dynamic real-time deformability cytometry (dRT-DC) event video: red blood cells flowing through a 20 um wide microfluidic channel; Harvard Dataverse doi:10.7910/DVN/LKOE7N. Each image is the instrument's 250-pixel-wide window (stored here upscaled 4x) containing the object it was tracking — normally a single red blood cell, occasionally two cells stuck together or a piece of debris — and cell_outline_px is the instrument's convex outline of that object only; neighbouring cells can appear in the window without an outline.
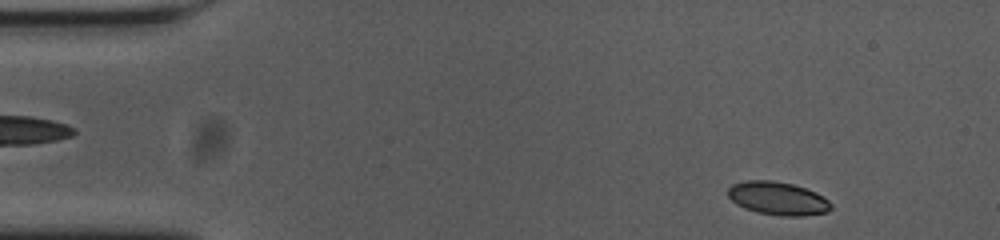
{"species": "common noctule bat (a hibernating species)", "species_latin": "Nyctalus noctula", "temperature_condition": "cold", "stored_images_in_passage": 53, "camera_frame_rate_fps": 3000, "um_per_image_px": 0.085, "animal": {"sex": "female", "body_mass_g": 23.0, "forearm_length_mm": 53.4}, "frame": {"image": 1, "passage_image": 3, "time_ms": 0.667, "image_size_px": [1000, 240], "cell_outline_px": [[832, 208], [828, 212], [804, 216], [780, 216], [756, 212], [744, 208], [736, 204], [728, 196], [728, 188], [732, 184], [744, 180], [772, 180], [792, 184], [816, 192], [824, 196], [832, 204]], "centroid_in_image_um": [66.12, 16.87], "position_along_channel_um": 18.9, "area_um2": 20.17}}
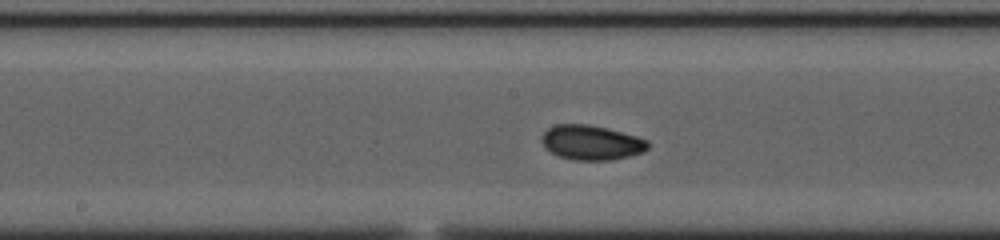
{"frame": {"image": 2, "passage_image": 25, "time_ms": 8.0, "image_size_px": [1000, 240], "cell_outline_px": [[648, 148], [644, 152], [612, 160], [576, 160], [560, 156], [552, 152], [540, 140], [540, 136], [548, 128], [556, 124], [588, 124], [608, 128], [636, 136], [648, 140]], "centroid_in_image_um": [50.28, 12.1], "position_along_channel_um": 197.9, "area_um2": 21.39}}
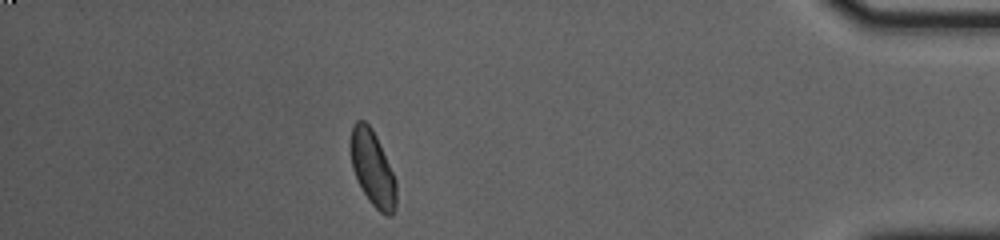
{"frame": {"image": 3, "passage_image": 46, "time_ms": 15.0, "image_size_px": [1000, 240], "cell_outline_px": [[396, 208], [392, 216], [384, 216], [368, 200], [352, 168], [348, 144], [352, 128], [356, 120], [364, 120], [372, 128], [376, 136], [396, 180]], "centroid_in_image_um": [31.66, 14.31], "position_along_channel_um": 403.5, "area_um2": 20.17}, "authors_computed_cell_mechanics": {"area_um2": 20.1722, "velocity_mm_per_s": 3.6385, "shape_relaxation_time_tau1_ms": 2.5026, "shape_relaxation_time_tau2_ms": 1.9533, "deformation_change_tau1": 0.0933, "deformation_change_tau2": 0.0466}}